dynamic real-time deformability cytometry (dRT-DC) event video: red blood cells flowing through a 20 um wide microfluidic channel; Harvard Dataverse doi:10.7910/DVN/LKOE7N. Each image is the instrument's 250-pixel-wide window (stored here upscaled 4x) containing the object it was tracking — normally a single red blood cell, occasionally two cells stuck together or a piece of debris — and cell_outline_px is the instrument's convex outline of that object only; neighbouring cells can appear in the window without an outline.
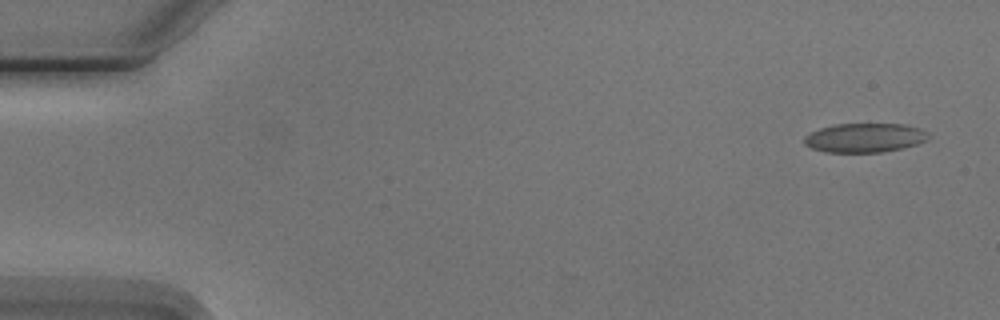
{"species": "Egyptian fruit bat (a non-hibernating species)", "species_latin": "Rousettus aegyptiacus", "temperature_condition": "cold", "stored_images_in_passage": 4, "camera_frame_rate_fps": 3000, "um_per_image_px": 0.085, "animal": {"sex": "male"}, "frame": {"image": 1, "passage_image": 1, "time_ms": 0.0, "image_size_px": [1000, 320], "cell_outline_px": [[932, 136], [928, 140], [916, 144], [900, 148], [880, 152], [824, 152], [812, 148], [804, 144], [804, 136], [820, 128], [836, 124], [904, 124], [920, 128], [928, 132]], "centroid_in_image_um": [73.52, 11.7], "position_along_channel_um": 11.5, "area_um2": 21.1}}